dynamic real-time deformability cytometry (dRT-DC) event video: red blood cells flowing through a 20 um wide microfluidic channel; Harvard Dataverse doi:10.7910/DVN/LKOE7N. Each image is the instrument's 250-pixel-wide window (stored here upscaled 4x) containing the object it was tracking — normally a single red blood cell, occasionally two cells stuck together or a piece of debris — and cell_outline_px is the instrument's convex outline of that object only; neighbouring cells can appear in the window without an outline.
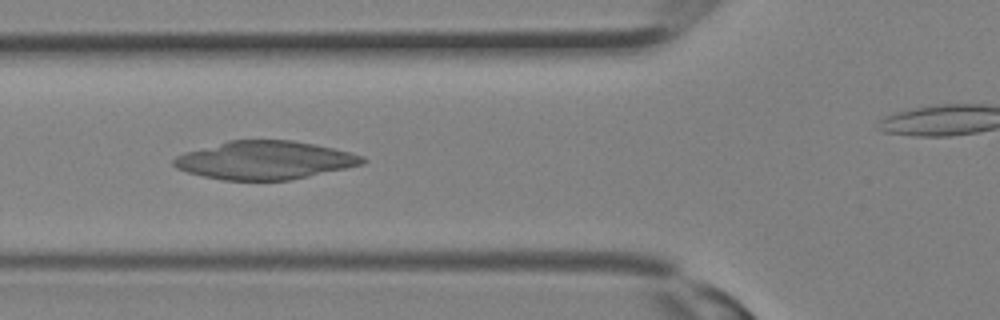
{"species": "Egyptian fruit bat (a non-hibernating species)", "species_latin": "Rousettus aegyptiacus", "temperature_condition": "room temperature", "stored_images_in_passage": 22, "camera_frame_rate_fps": 3000, "um_per_image_px": 0.085, "animal": {"sex": "female"}, "frame": {"image": 1, "passage_image": 6, "time_ms": 1.667, "image_size_px": [1000, 320], "cell_outline_px": [[368, 160], [364, 164], [308, 176], [288, 180], [224, 180], [204, 176], [188, 172], [176, 168], [172, 164], [172, 160], [176, 156], [184, 152], [228, 140], [292, 140], [316, 144], [364, 156]], "centroid_in_image_um": [22.49, 13.61], "position_along_channel_um": 103.3, "area_um2": 41.96}}
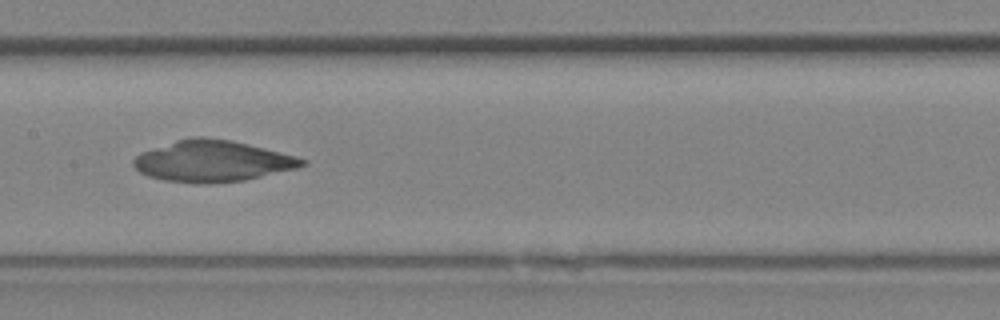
{"frame": {"image": 2, "passage_image": 10, "time_ms": 3.0, "image_size_px": [1000, 320], "cell_outline_px": [[308, 164], [296, 168], [244, 180], [212, 184], [200, 184], [164, 180], [148, 176], [140, 172], [132, 164], [132, 160], [140, 152], [176, 140], [192, 136], [204, 136], [232, 140], [296, 156], [308, 160]], "centroid_in_image_um": [18.04, 13.69], "position_along_channel_um": 189.4, "area_um2": 40.69}}
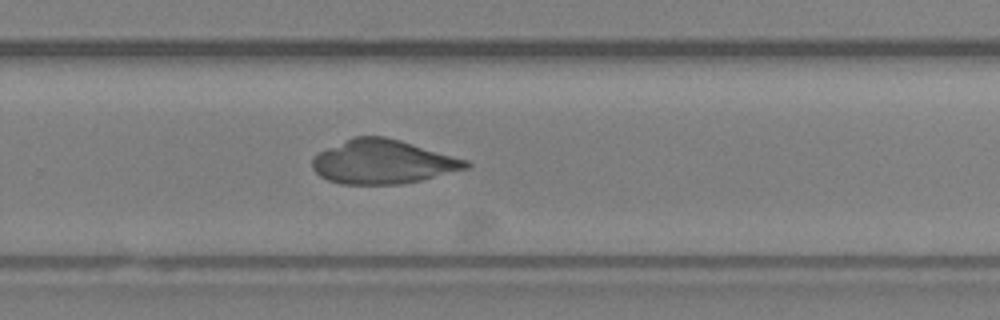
{"frame": {"image": 3, "passage_image": 15, "time_ms": 4.667, "image_size_px": [1000, 320], "cell_outline_px": [[472, 164], [468, 168], [420, 180], [400, 184], [340, 184], [328, 180], [320, 176], [312, 168], [312, 160], [320, 152], [352, 136], [384, 136], [400, 140], [468, 160]], "centroid_in_image_um": [32.54, 13.75], "position_along_channel_um": 297.3, "area_um2": 39.13}}